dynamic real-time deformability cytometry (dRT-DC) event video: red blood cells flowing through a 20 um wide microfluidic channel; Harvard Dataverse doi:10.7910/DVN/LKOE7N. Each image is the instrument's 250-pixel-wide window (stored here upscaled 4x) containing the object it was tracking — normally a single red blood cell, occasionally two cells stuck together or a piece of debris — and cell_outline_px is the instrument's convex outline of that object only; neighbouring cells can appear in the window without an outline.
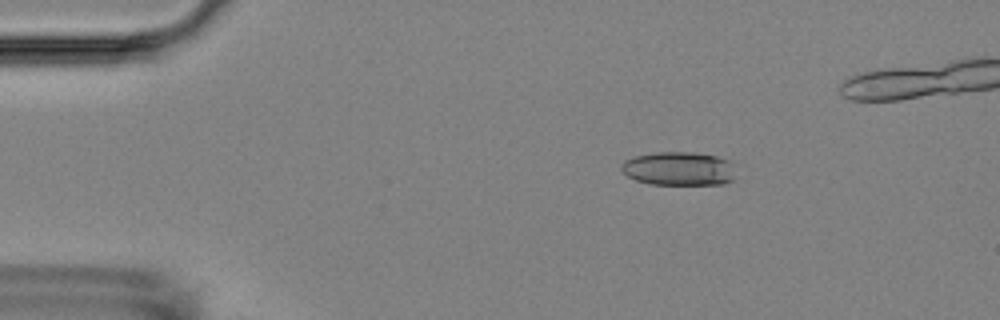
{"species": "Egyptian fruit bat (a non-hibernating species)", "species_latin": "Rousettus aegyptiacus", "temperature_condition": "room temperature", "stored_images_in_passage": 6, "camera_frame_rate_fps": 3000, "um_per_image_px": 0.085, "animal": {"sex": "female"}, "frame": {"image": 1, "passage_image": 3, "time_ms": 2.333, "image_size_px": [1000, 320], "cell_outline_px": [[732, 180], [724, 184], [652, 184], [636, 180], [628, 176], [620, 168], [620, 164], [624, 160], [632, 156], [656, 152], [692, 152], [716, 156], [728, 160]], "centroid_in_image_um": [57.59, 14.32], "position_along_channel_um": 27.4, "area_um2": 22.14}}